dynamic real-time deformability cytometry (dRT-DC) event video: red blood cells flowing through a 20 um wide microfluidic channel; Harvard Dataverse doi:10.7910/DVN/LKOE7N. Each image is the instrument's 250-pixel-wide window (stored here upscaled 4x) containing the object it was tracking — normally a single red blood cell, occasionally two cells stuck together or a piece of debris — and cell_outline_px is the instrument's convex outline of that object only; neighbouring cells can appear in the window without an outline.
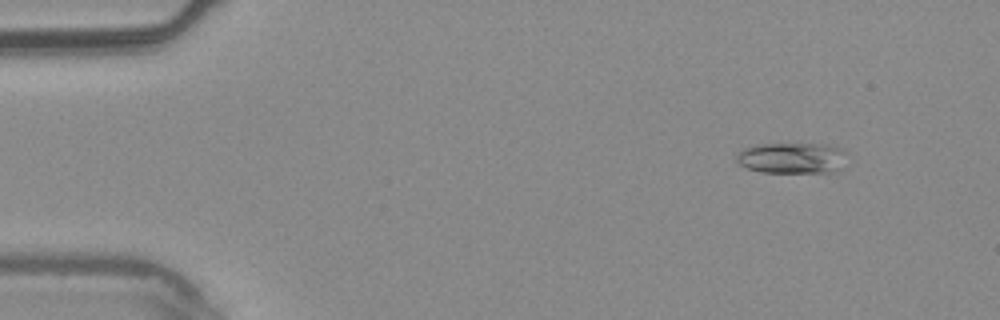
{"species": "common noctule bat (a hibernating species)", "species_latin": "Nyctalus noctula", "temperature_condition": "warm", "stored_images_in_passage": 6, "camera_frame_rate_fps": 3000, "um_per_image_px": 0.085, "animal": {"sex": "male", "body_mass_g": 20.4}, "frame": {"image": 1, "passage_image": 2, "time_ms": 0.333, "image_size_px": [1000, 320], "cell_outline_px": [[844, 152], [840, 172], [760, 172], [748, 168], [740, 164], [736, 160], [736, 152], [744, 148], [760, 144], [828, 144], [840, 148]], "centroid_in_image_um": [67.29, 13.43], "position_along_channel_um": 17.7, "area_um2": 19.83}}
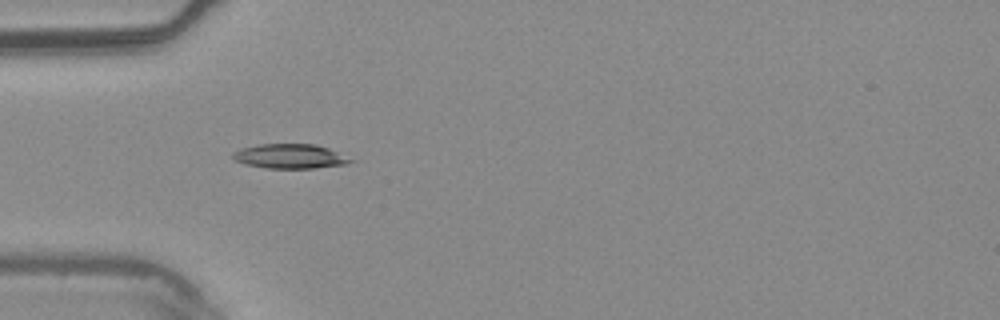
{"frame": {"image": 2, "passage_image": 5, "time_ms": 1.333, "image_size_px": [1000, 320], "cell_outline_px": [[356, 160], [348, 164], [316, 168], [268, 168], [244, 164], [236, 160], [232, 156], [232, 152], [240, 148], [260, 144], [316, 144], [328, 148]], "centroid_in_image_um": [24.67, 13.28], "position_along_channel_um": 60.3, "area_um2": 16.88}}